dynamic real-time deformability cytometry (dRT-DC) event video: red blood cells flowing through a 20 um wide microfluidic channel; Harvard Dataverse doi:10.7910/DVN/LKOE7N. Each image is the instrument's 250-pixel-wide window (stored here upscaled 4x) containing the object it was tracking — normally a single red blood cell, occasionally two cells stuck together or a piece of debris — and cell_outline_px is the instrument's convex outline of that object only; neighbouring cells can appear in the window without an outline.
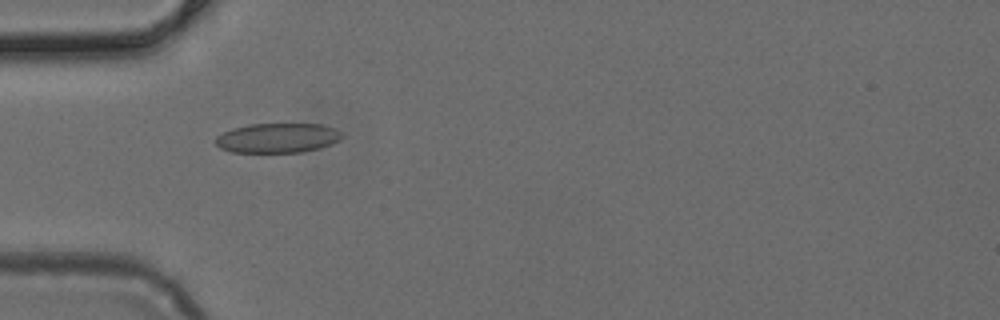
{"species": "common noctule bat (a hibernating species)", "species_latin": "Nyctalus noctula", "temperature_condition": "cold", "stored_images_in_passage": 7, "camera_frame_rate_fps": 3000, "um_per_image_px": 0.085, "animal": {"sex": "female", "body_mass_g": 24.6, "forearm_length_mm": 56.2}, "frame": {"image": 1, "passage_image": 5, "time_ms": 1.333, "image_size_px": [1000, 320], "cell_outline_px": [[344, 136], [340, 140], [332, 144], [320, 148], [304, 152], [232, 152], [220, 148], [212, 140], [216, 136], [232, 128], [248, 124], [324, 124], [336, 128], [344, 132]], "centroid_in_image_um": [23.63, 11.72], "position_along_channel_um": 61.4, "area_um2": 22.25}}
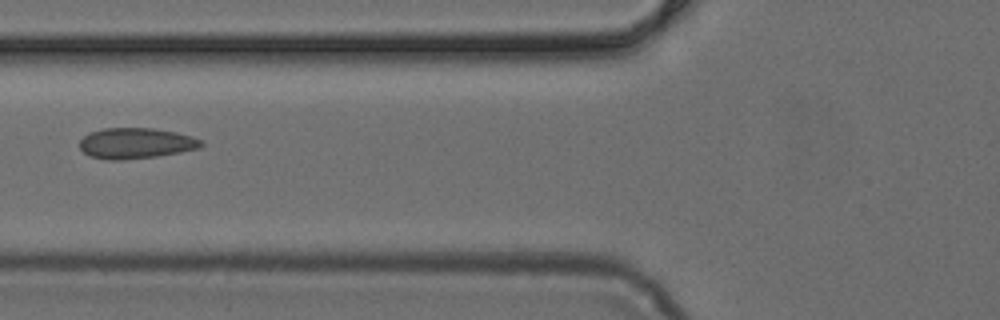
{"frame": {"image": 2, "passage_image": 6, "time_ms": 1.667, "image_size_px": [1000, 320], "cell_outline_px": [[204, 144], [200, 148], [180, 152], [156, 156], [124, 160], [108, 160], [88, 156], [80, 148], [80, 140], [88, 132], [104, 128], [152, 128], [176, 132], [192, 136], [204, 140]], "centroid_in_image_um": [11.55, 12.17], "position_along_channel_um": 114.2, "area_um2": 21.96}}
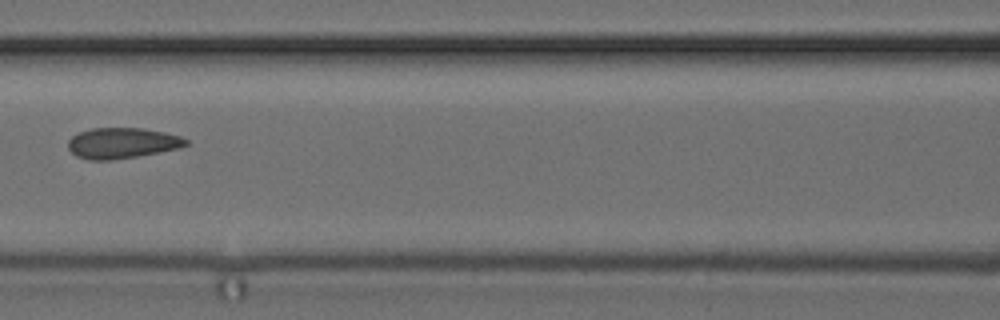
{"frame": {"image": 3, "passage_image": 7, "time_ms": 2.0, "image_size_px": [1000, 320], "cell_outline_px": [[188, 144], [180, 148], [160, 152], [112, 160], [88, 160], [76, 156], [68, 148], [68, 140], [72, 136], [80, 132], [92, 128], [144, 128], [164, 132], [180, 136], [188, 140]], "centroid_in_image_um": [10.38, 12.16], "position_along_channel_um": 156.2, "area_um2": 21.1}}